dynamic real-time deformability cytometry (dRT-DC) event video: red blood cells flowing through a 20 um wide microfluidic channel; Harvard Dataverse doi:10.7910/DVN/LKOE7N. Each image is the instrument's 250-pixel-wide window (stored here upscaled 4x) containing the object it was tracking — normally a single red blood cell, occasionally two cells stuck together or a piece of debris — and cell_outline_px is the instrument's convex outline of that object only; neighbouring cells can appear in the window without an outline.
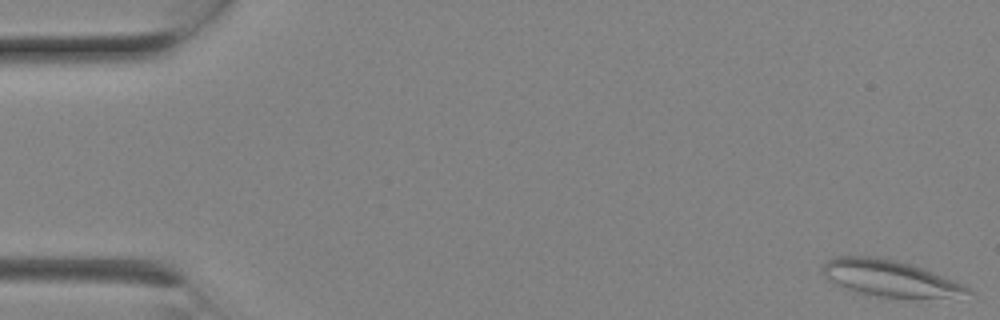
{"species": "Egyptian fruit bat (a non-hibernating species)", "species_latin": "Rousettus aegyptiacus", "temperature_condition": "room temperature", "stored_images_in_passage": 8, "camera_frame_rate_fps": 3000, "um_per_image_px": 0.085, "animal": {"sex": "female"}, "frame": {"image": 1, "passage_image": 1, "time_ms": 0.0, "image_size_px": [1000, 320], "cell_outline_px": [[972, 292], [916, 300], [912, 300], [864, 296], [836, 284], [828, 280], [820, 272], [820, 268], [832, 256], [872, 256], [896, 260], [912, 264], [924, 268], [964, 284]], "centroid_in_image_um": [75.55, 23.67], "position_along_channel_um": 9.5, "area_um2": 31.5}}